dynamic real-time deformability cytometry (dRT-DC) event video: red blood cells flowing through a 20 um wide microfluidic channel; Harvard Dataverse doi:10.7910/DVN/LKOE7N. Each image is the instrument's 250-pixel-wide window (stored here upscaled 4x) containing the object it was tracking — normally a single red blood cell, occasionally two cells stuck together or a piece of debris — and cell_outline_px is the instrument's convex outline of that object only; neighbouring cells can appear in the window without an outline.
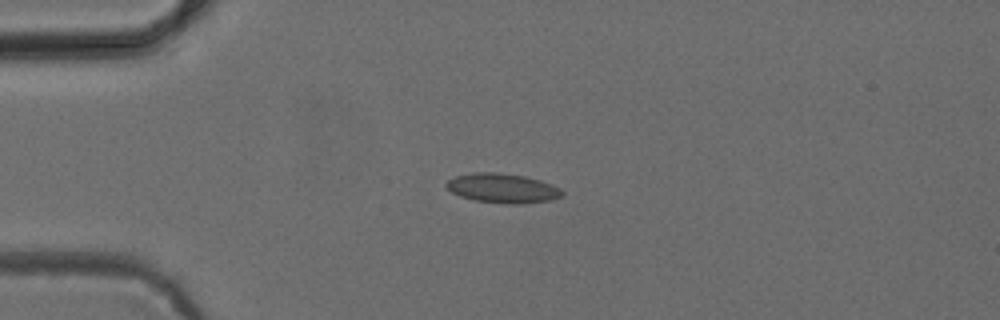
{"species": "common noctule bat (a hibernating species)", "species_latin": "Nyctalus noctula", "temperature_condition": "cold", "stored_images_in_passage": 5, "camera_frame_rate_fps": 3000, "um_per_image_px": 0.085, "animal": {"sex": "female", "body_mass_g": 24.6, "forearm_length_mm": 56.2}, "frame": {"image": 1, "passage_image": 2, "time_ms": 2.0, "image_size_px": [1000, 320], "cell_outline_px": [[564, 196], [552, 200], [520, 204], [508, 204], [476, 200], [460, 196], [452, 192], [444, 184], [448, 180], [456, 176], [472, 172], [496, 172], [524, 176], [540, 180], [552, 184], [560, 188], [564, 192]], "centroid_in_image_um": [42.75, 15.99], "position_along_channel_um": 42.2, "area_um2": 19.94}}
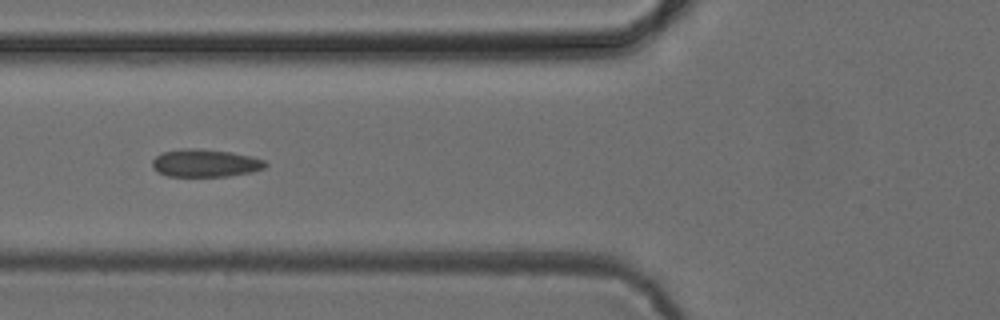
{"frame": {"image": 2, "passage_image": 4, "time_ms": 4.333, "image_size_px": [1000, 320], "cell_outline_px": [[268, 164], [264, 168], [252, 172], [228, 176], [168, 176], [156, 172], [152, 168], [152, 160], [160, 152], [180, 148], [196, 148], [232, 152], [252, 156], [264, 160]], "centroid_in_image_um": [17.41, 13.85], "position_along_channel_um": 108.4, "area_um2": 18.55}}
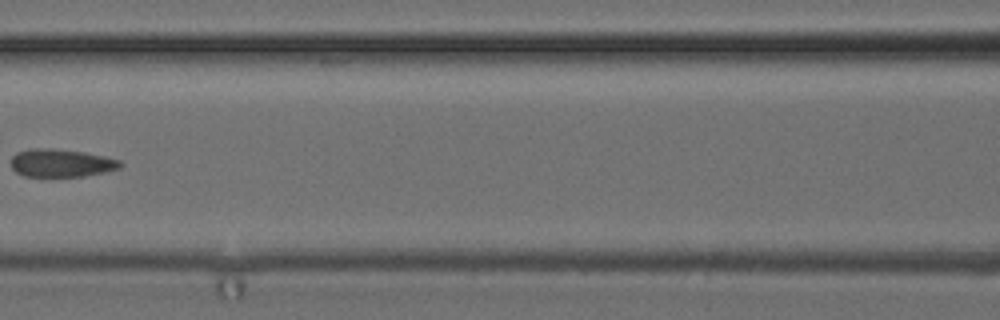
{"frame": {"image": 3, "passage_image": 5, "time_ms": 5.667, "image_size_px": [1000, 320], "cell_outline_px": [[124, 164], [120, 168], [104, 172], [84, 176], [24, 176], [16, 172], [12, 168], [12, 156], [16, 152], [32, 148], [52, 148], [84, 152], [104, 156], [120, 160]], "centroid_in_image_um": [5.21, 13.85], "position_along_channel_um": 161.4, "area_um2": 17.8}}